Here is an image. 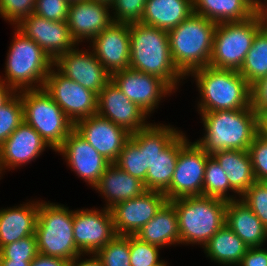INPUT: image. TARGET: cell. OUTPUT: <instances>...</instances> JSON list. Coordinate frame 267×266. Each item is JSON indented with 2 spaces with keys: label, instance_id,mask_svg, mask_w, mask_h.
Instances as JSON below:
<instances>
[{
  "label": "cell",
  "instance_id": "38",
  "mask_svg": "<svg viewBox=\"0 0 267 266\" xmlns=\"http://www.w3.org/2000/svg\"><path fill=\"white\" fill-rule=\"evenodd\" d=\"M129 249L131 266H155L163 261L159 259L160 247L144 242L135 235H129Z\"/></svg>",
  "mask_w": 267,
  "mask_h": 266
},
{
  "label": "cell",
  "instance_id": "8",
  "mask_svg": "<svg viewBox=\"0 0 267 266\" xmlns=\"http://www.w3.org/2000/svg\"><path fill=\"white\" fill-rule=\"evenodd\" d=\"M17 93L23 105L24 122L32 126L56 152L74 130L73 122L44 88L25 89Z\"/></svg>",
  "mask_w": 267,
  "mask_h": 266
},
{
  "label": "cell",
  "instance_id": "2",
  "mask_svg": "<svg viewBox=\"0 0 267 266\" xmlns=\"http://www.w3.org/2000/svg\"><path fill=\"white\" fill-rule=\"evenodd\" d=\"M130 65L135 71L164 80L174 91L185 77L178 71L170 54L167 31L141 22L130 23Z\"/></svg>",
  "mask_w": 267,
  "mask_h": 266
},
{
  "label": "cell",
  "instance_id": "16",
  "mask_svg": "<svg viewBox=\"0 0 267 266\" xmlns=\"http://www.w3.org/2000/svg\"><path fill=\"white\" fill-rule=\"evenodd\" d=\"M74 130L111 163L117 160L130 138L125 128L98 114L80 119L74 124Z\"/></svg>",
  "mask_w": 267,
  "mask_h": 266
},
{
  "label": "cell",
  "instance_id": "32",
  "mask_svg": "<svg viewBox=\"0 0 267 266\" xmlns=\"http://www.w3.org/2000/svg\"><path fill=\"white\" fill-rule=\"evenodd\" d=\"M175 127L150 123L144 129L131 133L130 138L144 151V170H148L155 157L180 133Z\"/></svg>",
  "mask_w": 267,
  "mask_h": 266
},
{
  "label": "cell",
  "instance_id": "54",
  "mask_svg": "<svg viewBox=\"0 0 267 266\" xmlns=\"http://www.w3.org/2000/svg\"><path fill=\"white\" fill-rule=\"evenodd\" d=\"M94 1L99 2V3H104L108 6H111L113 4L114 0H94Z\"/></svg>",
  "mask_w": 267,
  "mask_h": 266
},
{
  "label": "cell",
  "instance_id": "33",
  "mask_svg": "<svg viewBox=\"0 0 267 266\" xmlns=\"http://www.w3.org/2000/svg\"><path fill=\"white\" fill-rule=\"evenodd\" d=\"M238 72L251 86L267 76V28L263 27L254 37L252 46Z\"/></svg>",
  "mask_w": 267,
  "mask_h": 266
},
{
  "label": "cell",
  "instance_id": "14",
  "mask_svg": "<svg viewBox=\"0 0 267 266\" xmlns=\"http://www.w3.org/2000/svg\"><path fill=\"white\" fill-rule=\"evenodd\" d=\"M71 49L53 60V67L65 77L99 93L111 80V75L99 62L92 49Z\"/></svg>",
  "mask_w": 267,
  "mask_h": 266
},
{
  "label": "cell",
  "instance_id": "39",
  "mask_svg": "<svg viewBox=\"0 0 267 266\" xmlns=\"http://www.w3.org/2000/svg\"><path fill=\"white\" fill-rule=\"evenodd\" d=\"M37 240L31 235L0 248V259L32 262L38 255Z\"/></svg>",
  "mask_w": 267,
  "mask_h": 266
},
{
  "label": "cell",
  "instance_id": "52",
  "mask_svg": "<svg viewBox=\"0 0 267 266\" xmlns=\"http://www.w3.org/2000/svg\"><path fill=\"white\" fill-rule=\"evenodd\" d=\"M256 12H260L263 2L261 0H245Z\"/></svg>",
  "mask_w": 267,
  "mask_h": 266
},
{
  "label": "cell",
  "instance_id": "46",
  "mask_svg": "<svg viewBox=\"0 0 267 266\" xmlns=\"http://www.w3.org/2000/svg\"><path fill=\"white\" fill-rule=\"evenodd\" d=\"M238 266H267V249L261 247L248 248Z\"/></svg>",
  "mask_w": 267,
  "mask_h": 266
},
{
  "label": "cell",
  "instance_id": "7",
  "mask_svg": "<svg viewBox=\"0 0 267 266\" xmlns=\"http://www.w3.org/2000/svg\"><path fill=\"white\" fill-rule=\"evenodd\" d=\"M73 210L58 203L39 200L35 230L38 253L73 261L83 253L76 247Z\"/></svg>",
  "mask_w": 267,
  "mask_h": 266
},
{
  "label": "cell",
  "instance_id": "22",
  "mask_svg": "<svg viewBox=\"0 0 267 266\" xmlns=\"http://www.w3.org/2000/svg\"><path fill=\"white\" fill-rule=\"evenodd\" d=\"M47 143L25 122H22L15 131L0 145V171L15 169L24 166L41 155Z\"/></svg>",
  "mask_w": 267,
  "mask_h": 266
},
{
  "label": "cell",
  "instance_id": "17",
  "mask_svg": "<svg viewBox=\"0 0 267 266\" xmlns=\"http://www.w3.org/2000/svg\"><path fill=\"white\" fill-rule=\"evenodd\" d=\"M97 114L122 126L130 134L147 127L149 116L110 80L98 93Z\"/></svg>",
  "mask_w": 267,
  "mask_h": 266
},
{
  "label": "cell",
  "instance_id": "29",
  "mask_svg": "<svg viewBox=\"0 0 267 266\" xmlns=\"http://www.w3.org/2000/svg\"><path fill=\"white\" fill-rule=\"evenodd\" d=\"M188 141L181 131L156 157L146 174V190L164 193L170 186L180 148Z\"/></svg>",
  "mask_w": 267,
  "mask_h": 266
},
{
  "label": "cell",
  "instance_id": "56",
  "mask_svg": "<svg viewBox=\"0 0 267 266\" xmlns=\"http://www.w3.org/2000/svg\"><path fill=\"white\" fill-rule=\"evenodd\" d=\"M155 266H167V263L163 260L160 264L155 265Z\"/></svg>",
  "mask_w": 267,
  "mask_h": 266
},
{
  "label": "cell",
  "instance_id": "44",
  "mask_svg": "<svg viewBox=\"0 0 267 266\" xmlns=\"http://www.w3.org/2000/svg\"><path fill=\"white\" fill-rule=\"evenodd\" d=\"M69 5L67 0H36L34 14L51 21H66Z\"/></svg>",
  "mask_w": 267,
  "mask_h": 266
},
{
  "label": "cell",
  "instance_id": "51",
  "mask_svg": "<svg viewBox=\"0 0 267 266\" xmlns=\"http://www.w3.org/2000/svg\"><path fill=\"white\" fill-rule=\"evenodd\" d=\"M31 262L28 261H11L0 259V266H30Z\"/></svg>",
  "mask_w": 267,
  "mask_h": 266
},
{
  "label": "cell",
  "instance_id": "21",
  "mask_svg": "<svg viewBox=\"0 0 267 266\" xmlns=\"http://www.w3.org/2000/svg\"><path fill=\"white\" fill-rule=\"evenodd\" d=\"M110 6L94 0L73 2L69 5L67 25L73 39L79 43L90 42L114 21Z\"/></svg>",
  "mask_w": 267,
  "mask_h": 266
},
{
  "label": "cell",
  "instance_id": "42",
  "mask_svg": "<svg viewBox=\"0 0 267 266\" xmlns=\"http://www.w3.org/2000/svg\"><path fill=\"white\" fill-rule=\"evenodd\" d=\"M267 229V189L256 181L240 198Z\"/></svg>",
  "mask_w": 267,
  "mask_h": 266
},
{
  "label": "cell",
  "instance_id": "57",
  "mask_svg": "<svg viewBox=\"0 0 267 266\" xmlns=\"http://www.w3.org/2000/svg\"><path fill=\"white\" fill-rule=\"evenodd\" d=\"M69 3H73V2H79V1H83V0H67Z\"/></svg>",
  "mask_w": 267,
  "mask_h": 266
},
{
  "label": "cell",
  "instance_id": "26",
  "mask_svg": "<svg viewBox=\"0 0 267 266\" xmlns=\"http://www.w3.org/2000/svg\"><path fill=\"white\" fill-rule=\"evenodd\" d=\"M193 13V0H147L141 23L170 31Z\"/></svg>",
  "mask_w": 267,
  "mask_h": 266
},
{
  "label": "cell",
  "instance_id": "18",
  "mask_svg": "<svg viewBox=\"0 0 267 266\" xmlns=\"http://www.w3.org/2000/svg\"><path fill=\"white\" fill-rule=\"evenodd\" d=\"M130 24L115 23L100 32L89 44L99 62L110 74L129 69Z\"/></svg>",
  "mask_w": 267,
  "mask_h": 266
},
{
  "label": "cell",
  "instance_id": "1",
  "mask_svg": "<svg viewBox=\"0 0 267 266\" xmlns=\"http://www.w3.org/2000/svg\"><path fill=\"white\" fill-rule=\"evenodd\" d=\"M198 113L205 133L196 143L209 155L222 150H248L259 133V116L251 107Z\"/></svg>",
  "mask_w": 267,
  "mask_h": 266
},
{
  "label": "cell",
  "instance_id": "24",
  "mask_svg": "<svg viewBox=\"0 0 267 266\" xmlns=\"http://www.w3.org/2000/svg\"><path fill=\"white\" fill-rule=\"evenodd\" d=\"M39 200L0 209V248L35 235Z\"/></svg>",
  "mask_w": 267,
  "mask_h": 266
},
{
  "label": "cell",
  "instance_id": "20",
  "mask_svg": "<svg viewBox=\"0 0 267 266\" xmlns=\"http://www.w3.org/2000/svg\"><path fill=\"white\" fill-rule=\"evenodd\" d=\"M16 27L34 40L53 60L78 45L66 21H51L33 13Z\"/></svg>",
  "mask_w": 267,
  "mask_h": 266
},
{
  "label": "cell",
  "instance_id": "9",
  "mask_svg": "<svg viewBox=\"0 0 267 266\" xmlns=\"http://www.w3.org/2000/svg\"><path fill=\"white\" fill-rule=\"evenodd\" d=\"M263 27L264 21L260 12L247 20L217 23L209 66L239 70L254 37Z\"/></svg>",
  "mask_w": 267,
  "mask_h": 266
},
{
  "label": "cell",
  "instance_id": "40",
  "mask_svg": "<svg viewBox=\"0 0 267 266\" xmlns=\"http://www.w3.org/2000/svg\"><path fill=\"white\" fill-rule=\"evenodd\" d=\"M147 0H114L110 6L115 23L141 22ZM115 10V11H114Z\"/></svg>",
  "mask_w": 267,
  "mask_h": 266
},
{
  "label": "cell",
  "instance_id": "6",
  "mask_svg": "<svg viewBox=\"0 0 267 266\" xmlns=\"http://www.w3.org/2000/svg\"><path fill=\"white\" fill-rule=\"evenodd\" d=\"M5 63V76L0 79L16 92L43 88L53 67V59L16 26Z\"/></svg>",
  "mask_w": 267,
  "mask_h": 266
},
{
  "label": "cell",
  "instance_id": "11",
  "mask_svg": "<svg viewBox=\"0 0 267 266\" xmlns=\"http://www.w3.org/2000/svg\"><path fill=\"white\" fill-rule=\"evenodd\" d=\"M189 141L179 150L171 184L164 192L168 201L203 195L206 161L210 155L196 142Z\"/></svg>",
  "mask_w": 267,
  "mask_h": 266
},
{
  "label": "cell",
  "instance_id": "27",
  "mask_svg": "<svg viewBox=\"0 0 267 266\" xmlns=\"http://www.w3.org/2000/svg\"><path fill=\"white\" fill-rule=\"evenodd\" d=\"M135 236L160 248L180 244L178 217L174 205L167 201Z\"/></svg>",
  "mask_w": 267,
  "mask_h": 266
},
{
  "label": "cell",
  "instance_id": "50",
  "mask_svg": "<svg viewBox=\"0 0 267 266\" xmlns=\"http://www.w3.org/2000/svg\"><path fill=\"white\" fill-rule=\"evenodd\" d=\"M259 133L267 138V111L259 116Z\"/></svg>",
  "mask_w": 267,
  "mask_h": 266
},
{
  "label": "cell",
  "instance_id": "36",
  "mask_svg": "<svg viewBox=\"0 0 267 266\" xmlns=\"http://www.w3.org/2000/svg\"><path fill=\"white\" fill-rule=\"evenodd\" d=\"M95 254L104 266H131L129 235H116Z\"/></svg>",
  "mask_w": 267,
  "mask_h": 266
},
{
  "label": "cell",
  "instance_id": "10",
  "mask_svg": "<svg viewBox=\"0 0 267 266\" xmlns=\"http://www.w3.org/2000/svg\"><path fill=\"white\" fill-rule=\"evenodd\" d=\"M43 88L75 124L97 114L98 94L81 86L52 67Z\"/></svg>",
  "mask_w": 267,
  "mask_h": 266
},
{
  "label": "cell",
  "instance_id": "37",
  "mask_svg": "<svg viewBox=\"0 0 267 266\" xmlns=\"http://www.w3.org/2000/svg\"><path fill=\"white\" fill-rule=\"evenodd\" d=\"M24 122L23 105L16 93L6 104L0 107V145Z\"/></svg>",
  "mask_w": 267,
  "mask_h": 266
},
{
  "label": "cell",
  "instance_id": "47",
  "mask_svg": "<svg viewBox=\"0 0 267 266\" xmlns=\"http://www.w3.org/2000/svg\"><path fill=\"white\" fill-rule=\"evenodd\" d=\"M30 266H70V261L58 257L38 254L33 259Z\"/></svg>",
  "mask_w": 267,
  "mask_h": 266
},
{
  "label": "cell",
  "instance_id": "43",
  "mask_svg": "<svg viewBox=\"0 0 267 266\" xmlns=\"http://www.w3.org/2000/svg\"><path fill=\"white\" fill-rule=\"evenodd\" d=\"M248 152L255 179L260 182L267 177V138L258 133L249 146Z\"/></svg>",
  "mask_w": 267,
  "mask_h": 266
},
{
  "label": "cell",
  "instance_id": "30",
  "mask_svg": "<svg viewBox=\"0 0 267 266\" xmlns=\"http://www.w3.org/2000/svg\"><path fill=\"white\" fill-rule=\"evenodd\" d=\"M206 257L223 266H238L248 246L227 226L220 228L203 247Z\"/></svg>",
  "mask_w": 267,
  "mask_h": 266
},
{
  "label": "cell",
  "instance_id": "55",
  "mask_svg": "<svg viewBox=\"0 0 267 266\" xmlns=\"http://www.w3.org/2000/svg\"><path fill=\"white\" fill-rule=\"evenodd\" d=\"M260 183L267 189V177L262 179Z\"/></svg>",
  "mask_w": 267,
  "mask_h": 266
},
{
  "label": "cell",
  "instance_id": "53",
  "mask_svg": "<svg viewBox=\"0 0 267 266\" xmlns=\"http://www.w3.org/2000/svg\"><path fill=\"white\" fill-rule=\"evenodd\" d=\"M260 13L263 17L264 27L267 28V0H264Z\"/></svg>",
  "mask_w": 267,
  "mask_h": 266
},
{
  "label": "cell",
  "instance_id": "15",
  "mask_svg": "<svg viewBox=\"0 0 267 266\" xmlns=\"http://www.w3.org/2000/svg\"><path fill=\"white\" fill-rule=\"evenodd\" d=\"M164 193L146 190L140 196L110 208L116 235H136L167 202Z\"/></svg>",
  "mask_w": 267,
  "mask_h": 266
},
{
  "label": "cell",
  "instance_id": "35",
  "mask_svg": "<svg viewBox=\"0 0 267 266\" xmlns=\"http://www.w3.org/2000/svg\"><path fill=\"white\" fill-rule=\"evenodd\" d=\"M114 164L144 182L146 188L147 171L144 170V151H141L140 147L131 138L125 142Z\"/></svg>",
  "mask_w": 267,
  "mask_h": 266
},
{
  "label": "cell",
  "instance_id": "45",
  "mask_svg": "<svg viewBox=\"0 0 267 266\" xmlns=\"http://www.w3.org/2000/svg\"><path fill=\"white\" fill-rule=\"evenodd\" d=\"M251 108L258 116L267 111V76L251 85Z\"/></svg>",
  "mask_w": 267,
  "mask_h": 266
},
{
  "label": "cell",
  "instance_id": "25",
  "mask_svg": "<svg viewBox=\"0 0 267 266\" xmlns=\"http://www.w3.org/2000/svg\"><path fill=\"white\" fill-rule=\"evenodd\" d=\"M248 248L263 247L267 229L255 213L241 200L227 201L226 223Z\"/></svg>",
  "mask_w": 267,
  "mask_h": 266
},
{
  "label": "cell",
  "instance_id": "5",
  "mask_svg": "<svg viewBox=\"0 0 267 266\" xmlns=\"http://www.w3.org/2000/svg\"><path fill=\"white\" fill-rule=\"evenodd\" d=\"M178 217L180 244L202 245L226 223L227 201L209 196H190L170 201Z\"/></svg>",
  "mask_w": 267,
  "mask_h": 266
},
{
  "label": "cell",
  "instance_id": "28",
  "mask_svg": "<svg viewBox=\"0 0 267 266\" xmlns=\"http://www.w3.org/2000/svg\"><path fill=\"white\" fill-rule=\"evenodd\" d=\"M212 156L226 172L230 187L239 198L256 182L248 150H222Z\"/></svg>",
  "mask_w": 267,
  "mask_h": 266
},
{
  "label": "cell",
  "instance_id": "12",
  "mask_svg": "<svg viewBox=\"0 0 267 266\" xmlns=\"http://www.w3.org/2000/svg\"><path fill=\"white\" fill-rule=\"evenodd\" d=\"M96 209L73 210L74 240L83 254H95L116 236L110 209Z\"/></svg>",
  "mask_w": 267,
  "mask_h": 266
},
{
  "label": "cell",
  "instance_id": "48",
  "mask_svg": "<svg viewBox=\"0 0 267 266\" xmlns=\"http://www.w3.org/2000/svg\"><path fill=\"white\" fill-rule=\"evenodd\" d=\"M85 255H87V256L89 255L88 257H90V258L89 259L85 258L83 260V258L81 256L84 257ZM70 266H104V265H103L102 261L97 257L96 254H82V255H79L78 257H76L73 261H71Z\"/></svg>",
  "mask_w": 267,
  "mask_h": 266
},
{
  "label": "cell",
  "instance_id": "34",
  "mask_svg": "<svg viewBox=\"0 0 267 266\" xmlns=\"http://www.w3.org/2000/svg\"><path fill=\"white\" fill-rule=\"evenodd\" d=\"M230 190V191H229ZM236 193L228 182L227 174L216 161V159L210 155L206 161L204 181H203V195L209 197L220 198L225 201L237 200L236 194L228 195L227 192Z\"/></svg>",
  "mask_w": 267,
  "mask_h": 266
},
{
  "label": "cell",
  "instance_id": "41",
  "mask_svg": "<svg viewBox=\"0 0 267 266\" xmlns=\"http://www.w3.org/2000/svg\"><path fill=\"white\" fill-rule=\"evenodd\" d=\"M36 0H0V17L17 26L34 13Z\"/></svg>",
  "mask_w": 267,
  "mask_h": 266
},
{
  "label": "cell",
  "instance_id": "4",
  "mask_svg": "<svg viewBox=\"0 0 267 266\" xmlns=\"http://www.w3.org/2000/svg\"><path fill=\"white\" fill-rule=\"evenodd\" d=\"M190 75L196 80L201 98L197 111L212 112L251 107V86L238 70L206 66Z\"/></svg>",
  "mask_w": 267,
  "mask_h": 266
},
{
  "label": "cell",
  "instance_id": "13",
  "mask_svg": "<svg viewBox=\"0 0 267 266\" xmlns=\"http://www.w3.org/2000/svg\"><path fill=\"white\" fill-rule=\"evenodd\" d=\"M111 80L130 101L137 104L148 115L157 109L162 98L175 92L159 77L130 68L112 74Z\"/></svg>",
  "mask_w": 267,
  "mask_h": 266
},
{
  "label": "cell",
  "instance_id": "19",
  "mask_svg": "<svg viewBox=\"0 0 267 266\" xmlns=\"http://www.w3.org/2000/svg\"><path fill=\"white\" fill-rule=\"evenodd\" d=\"M56 152L65 157L70 169L92 188L111 164L75 130L66 137Z\"/></svg>",
  "mask_w": 267,
  "mask_h": 266
},
{
  "label": "cell",
  "instance_id": "31",
  "mask_svg": "<svg viewBox=\"0 0 267 266\" xmlns=\"http://www.w3.org/2000/svg\"><path fill=\"white\" fill-rule=\"evenodd\" d=\"M193 13L221 23L247 20L256 11L245 0H193Z\"/></svg>",
  "mask_w": 267,
  "mask_h": 266
},
{
  "label": "cell",
  "instance_id": "3",
  "mask_svg": "<svg viewBox=\"0 0 267 266\" xmlns=\"http://www.w3.org/2000/svg\"><path fill=\"white\" fill-rule=\"evenodd\" d=\"M216 25L217 23L192 13L167 32L171 58L185 78L193 71L209 66Z\"/></svg>",
  "mask_w": 267,
  "mask_h": 266
},
{
  "label": "cell",
  "instance_id": "23",
  "mask_svg": "<svg viewBox=\"0 0 267 266\" xmlns=\"http://www.w3.org/2000/svg\"><path fill=\"white\" fill-rule=\"evenodd\" d=\"M105 198L106 209L115 204L140 196L146 191L144 182L111 163L93 187Z\"/></svg>",
  "mask_w": 267,
  "mask_h": 266
},
{
  "label": "cell",
  "instance_id": "49",
  "mask_svg": "<svg viewBox=\"0 0 267 266\" xmlns=\"http://www.w3.org/2000/svg\"><path fill=\"white\" fill-rule=\"evenodd\" d=\"M16 93L12 87L6 85L0 79V107L6 104Z\"/></svg>",
  "mask_w": 267,
  "mask_h": 266
}]
</instances>
